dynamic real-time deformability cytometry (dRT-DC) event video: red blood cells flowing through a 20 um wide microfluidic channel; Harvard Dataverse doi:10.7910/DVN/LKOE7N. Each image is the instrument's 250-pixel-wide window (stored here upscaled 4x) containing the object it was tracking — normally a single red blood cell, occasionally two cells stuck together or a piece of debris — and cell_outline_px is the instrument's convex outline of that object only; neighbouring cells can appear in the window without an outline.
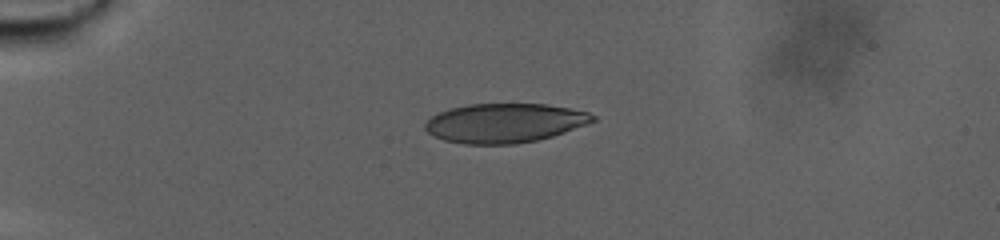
{"species": "human", "species_latin": "Homo sapiens", "temperature_condition": "warm", "stored_images_in_passage": 65, "camera_frame_rate_fps": 3000, "um_per_image_px": 0.085, "donor": {"sex": "male"}, "frame": {"image": 1, "passage_image": 1, "time_ms": 0.0, "image_size_px": [1000, 240], "cell_outline_px": [[596, 120], [564, 132], [552, 136], [536, 140], [516, 144], [464, 144], [444, 140], [428, 132], [424, 128], [424, 124], [432, 116], [448, 108], [468, 104], [548, 104], [588, 112], [596, 116]], "centroid_in_image_um": [42.87, 10.45], "position_along_channel_um": 42.1, "area_um2": 38.21}}
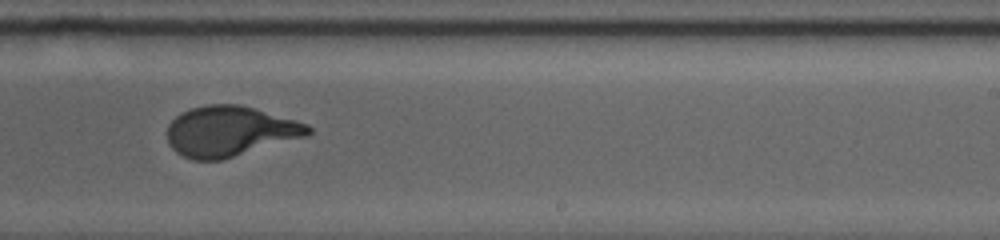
{"frame": {"image": 2, "passage_image": 35, "time_ms": 11.333, "image_size_px": [1000, 240], "cell_outline_px": [[312, 132], [308, 136], [220, 160], [192, 160], [176, 152], [168, 144], [168, 124], [180, 112], [192, 108], [208, 104], [236, 104], [252, 108], [308, 124], [312, 128]], "centroid_in_image_um": [19.52, 11.16], "position_along_channel_um": 269.5, "area_um2": 41.04}}
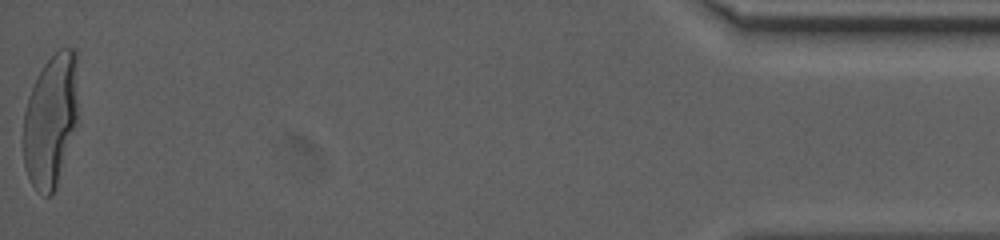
{"frame": {"image": 3, "passage_image": 65, "time_ms": 21.333, "image_size_px": [1000, 240], "cell_outline_px": [[76, 124], [56, 188], [52, 196], [44, 196], [36, 192], [28, 176], [24, 164], [24, 112], [28, 96], [44, 64], [60, 48], [76, 48]], "centroid_in_image_um": [4.29, 10.27], "position_along_channel_um": 430.9, "area_um2": 41.91}, "authors_computed_cell_mechanics": {"area_um2": 41.038, "velocity_mm_per_s": 2.4415, "shape_relaxation_time_tau1_ms": 8.3699, "shape_relaxation_time_tau2_ms": null, "deformation_change_tau1": 0.2542, "deformation_change_tau2": null}}